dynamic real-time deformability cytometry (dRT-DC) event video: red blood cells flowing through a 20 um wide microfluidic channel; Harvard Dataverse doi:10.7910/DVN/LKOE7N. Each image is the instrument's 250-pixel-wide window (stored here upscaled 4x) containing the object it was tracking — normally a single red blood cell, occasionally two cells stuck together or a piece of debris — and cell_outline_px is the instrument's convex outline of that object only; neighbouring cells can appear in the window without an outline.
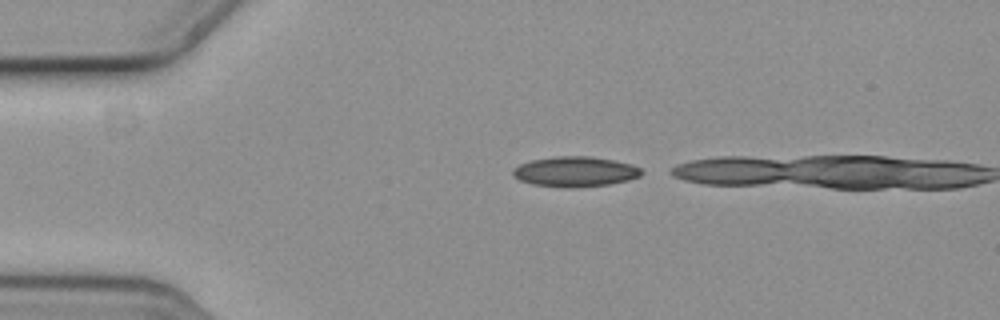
{"species": "common noctule bat (a hibernating species)", "species_latin": "Nyctalus noctula", "temperature_condition": "cold", "stored_images_in_passage": 3, "camera_frame_rate_fps": 3000, "um_per_image_px": 0.085, "animal": {"sex": "female", "body_mass_g": 19.3, "forearm_length_mm": 54.1}, "frame": {"image": 1, "passage_image": 1, "time_ms": 0.0, "image_size_px": [1000, 320], "cell_outline_px": [[644, 172], [640, 176], [628, 180], [608, 184], [572, 188], [532, 184], [520, 180], [512, 176], [512, 168], [520, 164], [532, 160], [552, 156], [592, 156], [632, 164], [640, 168]], "centroid_in_image_um": [48.87, 14.58], "position_along_channel_um": 36.1, "area_um2": 22.66}}